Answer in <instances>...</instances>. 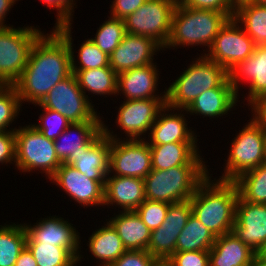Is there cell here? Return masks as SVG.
Returning <instances> with one entry per match:
<instances>
[{
	"label": "cell",
	"instance_id": "1",
	"mask_svg": "<svg viewBox=\"0 0 266 266\" xmlns=\"http://www.w3.org/2000/svg\"><path fill=\"white\" fill-rule=\"evenodd\" d=\"M71 74L69 46L53 28L35 41L27 65L13 86L21 103L38 104L57 83Z\"/></svg>",
	"mask_w": 266,
	"mask_h": 266
},
{
	"label": "cell",
	"instance_id": "2",
	"mask_svg": "<svg viewBox=\"0 0 266 266\" xmlns=\"http://www.w3.org/2000/svg\"><path fill=\"white\" fill-rule=\"evenodd\" d=\"M211 175L198 185L190 204L192 214L218 237L232 232L239 193L234 181L212 180Z\"/></svg>",
	"mask_w": 266,
	"mask_h": 266
},
{
	"label": "cell",
	"instance_id": "3",
	"mask_svg": "<svg viewBox=\"0 0 266 266\" xmlns=\"http://www.w3.org/2000/svg\"><path fill=\"white\" fill-rule=\"evenodd\" d=\"M200 155L187 165L168 170L152 169L144 178L146 199L169 204L190 200L198 185L209 175Z\"/></svg>",
	"mask_w": 266,
	"mask_h": 266
},
{
	"label": "cell",
	"instance_id": "4",
	"mask_svg": "<svg viewBox=\"0 0 266 266\" xmlns=\"http://www.w3.org/2000/svg\"><path fill=\"white\" fill-rule=\"evenodd\" d=\"M196 58L166 90V105L186 109L200 94L212 88L233 87L228 71L205 55Z\"/></svg>",
	"mask_w": 266,
	"mask_h": 266
},
{
	"label": "cell",
	"instance_id": "5",
	"mask_svg": "<svg viewBox=\"0 0 266 266\" xmlns=\"http://www.w3.org/2000/svg\"><path fill=\"white\" fill-rule=\"evenodd\" d=\"M229 19L225 13L186 8L178 2L172 16L171 35L165 48L202 45L205 48L207 46L208 51Z\"/></svg>",
	"mask_w": 266,
	"mask_h": 266
},
{
	"label": "cell",
	"instance_id": "6",
	"mask_svg": "<svg viewBox=\"0 0 266 266\" xmlns=\"http://www.w3.org/2000/svg\"><path fill=\"white\" fill-rule=\"evenodd\" d=\"M233 139L219 180L234 181L243 173L266 163V131L254 119L250 118Z\"/></svg>",
	"mask_w": 266,
	"mask_h": 266
},
{
	"label": "cell",
	"instance_id": "7",
	"mask_svg": "<svg viewBox=\"0 0 266 266\" xmlns=\"http://www.w3.org/2000/svg\"><path fill=\"white\" fill-rule=\"evenodd\" d=\"M61 164L54 140L46 138L32 124L15 130V166L18 170L23 173L38 170L50 179Z\"/></svg>",
	"mask_w": 266,
	"mask_h": 266
},
{
	"label": "cell",
	"instance_id": "8",
	"mask_svg": "<svg viewBox=\"0 0 266 266\" xmlns=\"http://www.w3.org/2000/svg\"><path fill=\"white\" fill-rule=\"evenodd\" d=\"M37 26H0V82L13 85L29 60L31 48L42 35Z\"/></svg>",
	"mask_w": 266,
	"mask_h": 266
},
{
	"label": "cell",
	"instance_id": "9",
	"mask_svg": "<svg viewBox=\"0 0 266 266\" xmlns=\"http://www.w3.org/2000/svg\"><path fill=\"white\" fill-rule=\"evenodd\" d=\"M177 3L178 0H147L123 19L126 33L150 37L164 49L171 35Z\"/></svg>",
	"mask_w": 266,
	"mask_h": 266
},
{
	"label": "cell",
	"instance_id": "10",
	"mask_svg": "<svg viewBox=\"0 0 266 266\" xmlns=\"http://www.w3.org/2000/svg\"><path fill=\"white\" fill-rule=\"evenodd\" d=\"M104 122L103 133L111 139L109 173L144 179L152 170L151 149L145 138L122 140Z\"/></svg>",
	"mask_w": 266,
	"mask_h": 266
},
{
	"label": "cell",
	"instance_id": "11",
	"mask_svg": "<svg viewBox=\"0 0 266 266\" xmlns=\"http://www.w3.org/2000/svg\"><path fill=\"white\" fill-rule=\"evenodd\" d=\"M78 85L75 75L57 83L39 103L42 107L59 112L70 123L103 121L94 104ZM91 101V102H90Z\"/></svg>",
	"mask_w": 266,
	"mask_h": 266
},
{
	"label": "cell",
	"instance_id": "12",
	"mask_svg": "<svg viewBox=\"0 0 266 266\" xmlns=\"http://www.w3.org/2000/svg\"><path fill=\"white\" fill-rule=\"evenodd\" d=\"M255 48L253 40L234 18L229 19L214 38L213 44L204 55L227 71L237 63L245 61Z\"/></svg>",
	"mask_w": 266,
	"mask_h": 266
},
{
	"label": "cell",
	"instance_id": "13",
	"mask_svg": "<svg viewBox=\"0 0 266 266\" xmlns=\"http://www.w3.org/2000/svg\"><path fill=\"white\" fill-rule=\"evenodd\" d=\"M27 224H23L27 233L26 244H53L70 250L78 258V263L83 259L81 251L78 250L82 247L80 233L64 218L55 215L42 218L36 225Z\"/></svg>",
	"mask_w": 266,
	"mask_h": 266
},
{
	"label": "cell",
	"instance_id": "14",
	"mask_svg": "<svg viewBox=\"0 0 266 266\" xmlns=\"http://www.w3.org/2000/svg\"><path fill=\"white\" fill-rule=\"evenodd\" d=\"M191 214L190 200L170 204L164 222L151 231L147 251L155 258L169 259L176 252L177 238Z\"/></svg>",
	"mask_w": 266,
	"mask_h": 266
},
{
	"label": "cell",
	"instance_id": "15",
	"mask_svg": "<svg viewBox=\"0 0 266 266\" xmlns=\"http://www.w3.org/2000/svg\"><path fill=\"white\" fill-rule=\"evenodd\" d=\"M49 180L61 187L81 207L104 206L105 180L89 179L72 165L65 163L61 164Z\"/></svg>",
	"mask_w": 266,
	"mask_h": 266
},
{
	"label": "cell",
	"instance_id": "16",
	"mask_svg": "<svg viewBox=\"0 0 266 266\" xmlns=\"http://www.w3.org/2000/svg\"><path fill=\"white\" fill-rule=\"evenodd\" d=\"M165 104L166 99L125 100L117 112V128L124 131L126 139H143Z\"/></svg>",
	"mask_w": 266,
	"mask_h": 266
},
{
	"label": "cell",
	"instance_id": "17",
	"mask_svg": "<svg viewBox=\"0 0 266 266\" xmlns=\"http://www.w3.org/2000/svg\"><path fill=\"white\" fill-rule=\"evenodd\" d=\"M163 49L147 36L126 33L118 47L109 55V66L117 73L154 63V55Z\"/></svg>",
	"mask_w": 266,
	"mask_h": 266
},
{
	"label": "cell",
	"instance_id": "18",
	"mask_svg": "<svg viewBox=\"0 0 266 266\" xmlns=\"http://www.w3.org/2000/svg\"><path fill=\"white\" fill-rule=\"evenodd\" d=\"M232 232L257 253L266 241V204L244 201L239 196Z\"/></svg>",
	"mask_w": 266,
	"mask_h": 266
},
{
	"label": "cell",
	"instance_id": "19",
	"mask_svg": "<svg viewBox=\"0 0 266 266\" xmlns=\"http://www.w3.org/2000/svg\"><path fill=\"white\" fill-rule=\"evenodd\" d=\"M229 81L239 96L242 82L249 84L248 107L258 98L266 96V45L255 46L245 61L237 63L228 71ZM240 82V84H239Z\"/></svg>",
	"mask_w": 266,
	"mask_h": 266
},
{
	"label": "cell",
	"instance_id": "20",
	"mask_svg": "<svg viewBox=\"0 0 266 266\" xmlns=\"http://www.w3.org/2000/svg\"><path fill=\"white\" fill-rule=\"evenodd\" d=\"M152 63L135 67L118 74L117 95L123 94L124 100L166 99V91L156 94L158 90L159 69Z\"/></svg>",
	"mask_w": 266,
	"mask_h": 266
},
{
	"label": "cell",
	"instance_id": "21",
	"mask_svg": "<svg viewBox=\"0 0 266 266\" xmlns=\"http://www.w3.org/2000/svg\"><path fill=\"white\" fill-rule=\"evenodd\" d=\"M179 110L177 114L176 109L165 104L159 111L156 121L150 128L149 137L147 140L145 137V141L148 144L197 142V134L191 128L188 129L186 115L182 113L184 109Z\"/></svg>",
	"mask_w": 266,
	"mask_h": 266
},
{
	"label": "cell",
	"instance_id": "22",
	"mask_svg": "<svg viewBox=\"0 0 266 266\" xmlns=\"http://www.w3.org/2000/svg\"><path fill=\"white\" fill-rule=\"evenodd\" d=\"M145 200L144 179L111 176V173L106 176L104 206L116 204L115 206L121 207L123 211H135Z\"/></svg>",
	"mask_w": 266,
	"mask_h": 266
},
{
	"label": "cell",
	"instance_id": "23",
	"mask_svg": "<svg viewBox=\"0 0 266 266\" xmlns=\"http://www.w3.org/2000/svg\"><path fill=\"white\" fill-rule=\"evenodd\" d=\"M110 146L111 139L101 130L76 155L72 166L89 179L106 180L110 171Z\"/></svg>",
	"mask_w": 266,
	"mask_h": 266
},
{
	"label": "cell",
	"instance_id": "24",
	"mask_svg": "<svg viewBox=\"0 0 266 266\" xmlns=\"http://www.w3.org/2000/svg\"><path fill=\"white\" fill-rule=\"evenodd\" d=\"M101 130L102 121L71 123L66 130L54 140V147L58 159L62 163L72 165L76 161V155H78L82 151V148ZM72 133L75 136H73Z\"/></svg>",
	"mask_w": 266,
	"mask_h": 266
},
{
	"label": "cell",
	"instance_id": "25",
	"mask_svg": "<svg viewBox=\"0 0 266 266\" xmlns=\"http://www.w3.org/2000/svg\"><path fill=\"white\" fill-rule=\"evenodd\" d=\"M233 232L216 237L209 250V266H250L255 256Z\"/></svg>",
	"mask_w": 266,
	"mask_h": 266
},
{
	"label": "cell",
	"instance_id": "26",
	"mask_svg": "<svg viewBox=\"0 0 266 266\" xmlns=\"http://www.w3.org/2000/svg\"><path fill=\"white\" fill-rule=\"evenodd\" d=\"M237 99L239 98L233 87L212 88L200 94L184 112L202 115L203 118H218L228 115V112L237 106L236 103L240 102Z\"/></svg>",
	"mask_w": 266,
	"mask_h": 266
},
{
	"label": "cell",
	"instance_id": "27",
	"mask_svg": "<svg viewBox=\"0 0 266 266\" xmlns=\"http://www.w3.org/2000/svg\"><path fill=\"white\" fill-rule=\"evenodd\" d=\"M108 221L117 231L126 250H147L151 231L136 211H121Z\"/></svg>",
	"mask_w": 266,
	"mask_h": 266
},
{
	"label": "cell",
	"instance_id": "28",
	"mask_svg": "<svg viewBox=\"0 0 266 266\" xmlns=\"http://www.w3.org/2000/svg\"><path fill=\"white\" fill-rule=\"evenodd\" d=\"M152 169L168 170L171 167L189 164L201 151L197 142H173L149 144Z\"/></svg>",
	"mask_w": 266,
	"mask_h": 266
},
{
	"label": "cell",
	"instance_id": "29",
	"mask_svg": "<svg viewBox=\"0 0 266 266\" xmlns=\"http://www.w3.org/2000/svg\"><path fill=\"white\" fill-rule=\"evenodd\" d=\"M88 240L89 252L101 262L97 263L98 266H111L126 251L117 231L108 221L93 231Z\"/></svg>",
	"mask_w": 266,
	"mask_h": 266
},
{
	"label": "cell",
	"instance_id": "30",
	"mask_svg": "<svg viewBox=\"0 0 266 266\" xmlns=\"http://www.w3.org/2000/svg\"><path fill=\"white\" fill-rule=\"evenodd\" d=\"M53 28L65 39L69 46L71 52V70H87L109 66V56L101 51L91 39H87L81 43L77 52L79 54L77 55L78 62L75 61L71 24H62Z\"/></svg>",
	"mask_w": 266,
	"mask_h": 266
},
{
	"label": "cell",
	"instance_id": "31",
	"mask_svg": "<svg viewBox=\"0 0 266 266\" xmlns=\"http://www.w3.org/2000/svg\"><path fill=\"white\" fill-rule=\"evenodd\" d=\"M71 71L85 95L86 91L100 96L117 95L118 74L110 66Z\"/></svg>",
	"mask_w": 266,
	"mask_h": 266
},
{
	"label": "cell",
	"instance_id": "32",
	"mask_svg": "<svg viewBox=\"0 0 266 266\" xmlns=\"http://www.w3.org/2000/svg\"><path fill=\"white\" fill-rule=\"evenodd\" d=\"M233 18L244 27L255 46L266 45V5H244L235 11Z\"/></svg>",
	"mask_w": 266,
	"mask_h": 266
},
{
	"label": "cell",
	"instance_id": "33",
	"mask_svg": "<svg viewBox=\"0 0 266 266\" xmlns=\"http://www.w3.org/2000/svg\"><path fill=\"white\" fill-rule=\"evenodd\" d=\"M216 237L193 214L179 234L176 242V252L209 251Z\"/></svg>",
	"mask_w": 266,
	"mask_h": 266
},
{
	"label": "cell",
	"instance_id": "34",
	"mask_svg": "<svg viewBox=\"0 0 266 266\" xmlns=\"http://www.w3.org/2000/svg\"><path fill=\"white\" fill-rule=\"evenodd\" d=\"M0 266H14L26 247L27 233L23 224L0 225Z\"/></svg>",
	"mask_w": 266,
	"mask_h": 266
},
{
	"label": "cell",
	"instance_id": "35",
	"mask_svg": "<svg viewBox=\"0 0 266 266\" xmlns=\"http://www.w3.org/2000/svg\"><path fill=\"white\" fill-rule=\"evenodd\" d=\"M234 182L244 201L266 204V163L243 173Z\"/></svg>",
	"mask_w": 266,
	"mask_h": 266
},
{
	"label": "cell",
	"instance_id": "36",
	"mask_svg": "<svg viewBox=\"0 0 266 266\" xmlns=\"http://www.w3.org/2000/svg\"><path fill=\"white\" fill-rule=\"evenodd\" d=\"M38 266H77L78 258L68 249L53 244H26Z\"/></svg>",
	"mask_w": 266,
	"mask_h": 266
},
{
	"label": "cell",
	"instance_id": "37",
	"mask_svg": "<svg viewBox=\"0 0 266 266\" xmlns=\"http://www.w3.org/2000/svg\"><path fill=\"white\" fill-rule=\"evenodd\" d=\"M108 18L102 25L100 24L95 37L90 39L109 56L123 40L126 29L123 19L112 16Z\"/></svg>",
	"mask_w": 266,
	"mask_h": 266
},
{
	"label": "cell",
	"instance_id": "38",
	"mask_svg": "<svg viewBox=\"0 0 266 266\" xmlns=\"http://www.w3.org/2000/svg\"><path fill=\"white\" fill-rule=\"evenodd\" d=\"M21 106L16 88L13 85H3L0 88V131L17 129L9 127L15 121L14 119H17Z\"/></svg>",
	"mask_w": 266,
	"mask_h": 266
},
{
	"label": "cell",
	"instance_id": "39",
	"mask_svg": "<svg viewBox=\"0 0 266 266\" xmlns=\"http://www.w3.org/2000/svg\"><path fill=\"white\" fill-rule=\"evenodd\" d=\"M41 107L42 113L39 116V123L33 124L46 138L55 140L71 124L63 115L57 111L42 107L39 103L34 104Z\"/></svg>",
	"mask_w": 266,
	"mask_h": 266
},
{
	"label": "cell",
	"instance_id": "40",
	"mask_svg": "<svg viewBox=\"0 0 266 266\" xmlns=\"http://www.w3.org/2000/svg\"><path fill=\"white\" fill-rule=\"evenodd\" d=\"M169 203L146 199L135 211L150 231L157 229L164 222Z\"/></svg>",
	"mask_w": 266,
	"mask_h": 266
},
{
	"label": "cell",
	"instance_id": "41",
	"mask_svg": "<svg viewBox=\"0 0 266 266\" xmlns=\"http://www.w3.org/2000/svg\"><path fill=\"white\" fill-rule=\"evenodd\" d=\"M169 260L173 266H209V251L175 252Z\"/></svg>",
	"mask_w": 266,
	"mask_h": 266
},
{
	"label": "cell",
	"instance_id": "42",
	"mask_svg": "<svg viewBox=\"0 0 266 266\" xmlns=\"http://www.w3.org/2000/svg\"><path fill=\"white\" fill-rule=\"evenodd\" d=\"M156 259L147 250H126L111 266H152Z\"/></svg>",
	"mask_w": 266,
	"mask_h": 266
},
{
	"label": "cell",
	"instance_id": "43",
	"mask_svg": "<svg viewBox=\"0 0 266 266\" xmlns=\"http://www.w3.org/2000/svg\"><path fill=\"white\" fill-rule=\"evenodd\" d=\"M44 5L48 8H53V10H57L56 14V23L55 26H59L62 24H72V19L74 12V6H77L75 0H41ZM55 8V9H54Z\"/></svg>",
	"mask_w": 266,
	"mask_h": 266
},
{
	"label": "cell",
	"instance_id": "44",
	"mask_svg": "<svg viewBox=\"0 0 266 266\" xmlns=\"http://www.w3.org/2000/svg\"><path fill=\"white\" fill-rule=\"evenodd\" d=\"M178 2L186 8L225 13L231 19L230 0H178Z\"/></svg>",
	"mask_w": 266,
	"mask_h": 266
},
{
	"label": "cell",
	"instance_id": "45",
	"mask_svg": "<svg viewBox=\"0 0 266 266\" xmlns=\"http://www.w3.org/2000/svg\"><path fill=\"white\" fill-rule=\"evenodd\" d=\"M15 164V130L0 131V164Z\"/></svg>",
	"mask_w": 266,
	"mask_h": 266
},
{
	"label": "cell",
	"instance_id": "46",
	"mask_svg": "<svg viewBox=\"0 0 266 266\" xmlns=\"http://www.w3.org/2000/svg\"><path fill=\"white\" fill-rule=\"evenodd\" d=\"M147 0H113L110 6V16L125 19L128 15L135 12Z\"/></svg>",
	"mask_w": 266,
	"mask_h": 266
},
{
	"label": "cell",
	"instance_id": "47",
	"mask_svg": "<svg viewBox=\"0 0 266 266\" xmlns=\"http://www.w3.org/2000/svg\"><path fill=\"white\" fill-rule=\"evenodd\" d=\"M252 118L266 131V96L258 98L250 105Z\"/></svg>",
	"mask_w": 266,
	"mask_h": 266
},
{
	"label": "cell",
	"instance_id": "48",
	"mask_svg": "<svg viewBox=\"0 0 266 266\" xmlns=\"http://www.w3.org/2000/svg\"><path fill=\"white\" fill-rule=\"evenodd\" d=\"M14 266H38V264L34 259L32 252L26 246L17 258Z\"/></svg>",
	"mask_w": 266,
	"mask_h": 266
},
{
	"label": "cell",
	"instance_id": "49",
	"mask_svg": "<svg viewBox=\"0 0 266 266\" xmlns=\"http://www.w3.org/2000/svg\"><path fill=\"white\" fill-rule=\"evenodd\" d=\"M15 4L16 2L14 0H0V26H10V24L6 25L4 23L8 12Z\"/></svg>",
	"mask_w": 266,
	"mask_h": 266
},
{
	"label": "cell",
	"instance_id": "50",
	"mask_svg": "<svg viewBox=\"0 0 266 266\" xmlns=\"http://www.w3.org/2000/svg\"><path fill=\"white\" fill-rule=\"evenodd\" d=\"M231 2V18H233L235 11L247 4L253 3V0H230Z\"/></svg>",
	"mask_w": 266,
	"mask_h": 266
},
{
	"label": "cell",
	"instance_id": "51",
	"mask_svg": "<svg viewBox=\"0 0 266 266\" xmlns=\"http://www.w3.org/2000/svg\"><path fill=\"white\" fill-rule=\"evenodd\" d=\"M152 266H173L171 261L169 259H161V258H157Z\"/></svg>",
	"mask_w": 266,
	"mask_h": 266
},
{
	"label": "cell",
	"instance_id": "52",
	"mask_svg": "<svg viewBox=\"0 0 266 266\" xmlns=\"http://www.w3.org/2000/svg\"><path fill=\"white\" fill-rule=\"evenodd\" d=\"M250 266H266V259L258 257L255 254Z\"/></svg>",
	"mask_w": 266,
	"mask_h": 266
},
{
	"label": "cell",
	"instance_id": "53",
	"mask_svg": "<svg viewBox=\"0 0 266 266\" xmlns=\"http://www.w3.org/2000/svg\"><path fill=\"white\" fill-rule=\"evenodd\" d=\"M258 257L266 259V241L263 243V246L256 253Z\"/></svg>",
	"mask_w": 266,
	"mask_h": 266
},
{
	"label": "cell",
	"instance_id": "54",
	"mask_svg": "<svg viewBox=\"0 0 266 266\" xmlns=\"http://www.w3.org/2000/svg\"><path fill=\"white\" fill-rule=\"evenodd\" d=\"M254 4H262V5H266V0H253Z\"/></svg>",
	"mask_w": 266,
	"mask_h": 266
}]
</instances>
